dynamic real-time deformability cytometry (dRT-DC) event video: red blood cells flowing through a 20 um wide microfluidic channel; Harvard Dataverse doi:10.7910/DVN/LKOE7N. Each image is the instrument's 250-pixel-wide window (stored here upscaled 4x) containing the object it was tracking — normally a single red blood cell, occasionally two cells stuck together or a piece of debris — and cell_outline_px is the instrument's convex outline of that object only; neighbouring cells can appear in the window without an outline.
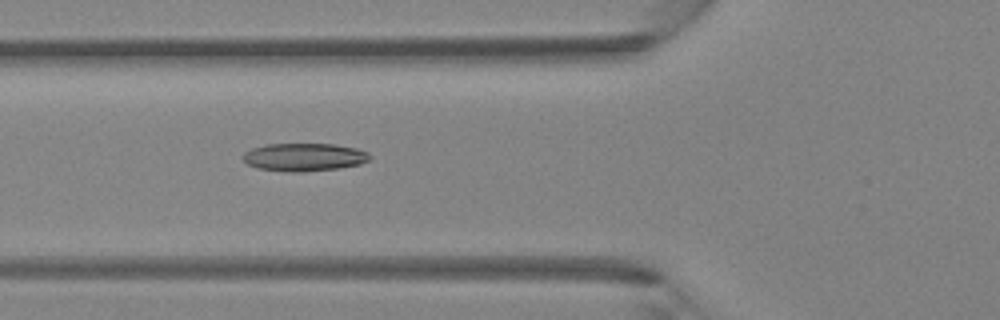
{"species": "Egyptian fruit bat (a non-hibernating species)", "species_latin": "Rousettus aegyptiacus", "temperature_condition": "room temperature", "stored_images_in_passage": 45, "camera_frame_rate_fps": 3000, "um_per_image_px": 0.085, "animal": {"sex": "female"}, "frame": {"image": 1, "passage_image": 17, "time_ms": 5.333, "image_size_px": [1000, 320], "cell_outline_px": [[372, 160], [360, 164], [340, 168], [300, 172], [292, 172], [256, 168], [248, 164], [240, 156], [244, 152], [252, 148], [264, 144], [332, 144], [356, 148], [368, 152], [372, 156]], "centroid_in_image_um": [25.86, 13.35], "position_along_channel_um": 99.9, "area_um2": 20.87}}
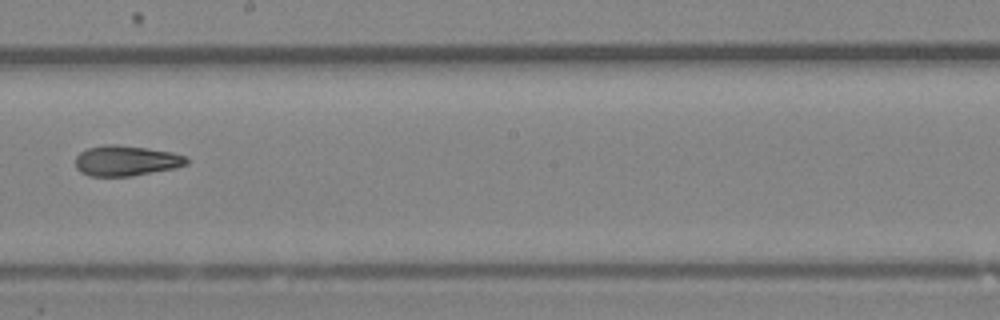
{"frame": {"image": 2, "passage_image": 26, "time_ms": 8.333, "image_size_px": [1000, 320], "cell_outline_px": [[188, 164], [176, 168], [132, 176], [88, 176], [80, 172], [76, 168], [76, 156], [80, 152], [88, 148], [104, 144], [116, 144], [148, 148], [172, 152], [184, 156], [188, 160]], "centroid_in_image_um": [10.71, 13.66], "position_along_channel_um": 237.5, "area_um2": 19.83}}
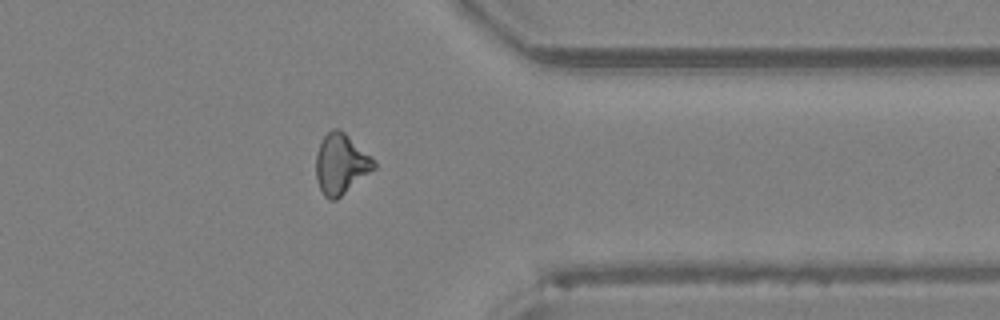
{"frame": {"image": 3, "passage_image": 36, "time_ms": 11.667, "image_size_px": [1000, 320], "cell_outline_px": [[376, 168], [336, 200], [328, 200], [324, 196], [316, 180], [316, 152], [324, 136], [332, 128], [336, 128], [344, 132], [372, 156], [376, 160]], "centroid_in_image_um": [28.99, 13.95], "position_along_channel_um": 382.4, "area_um2": 20.46}}